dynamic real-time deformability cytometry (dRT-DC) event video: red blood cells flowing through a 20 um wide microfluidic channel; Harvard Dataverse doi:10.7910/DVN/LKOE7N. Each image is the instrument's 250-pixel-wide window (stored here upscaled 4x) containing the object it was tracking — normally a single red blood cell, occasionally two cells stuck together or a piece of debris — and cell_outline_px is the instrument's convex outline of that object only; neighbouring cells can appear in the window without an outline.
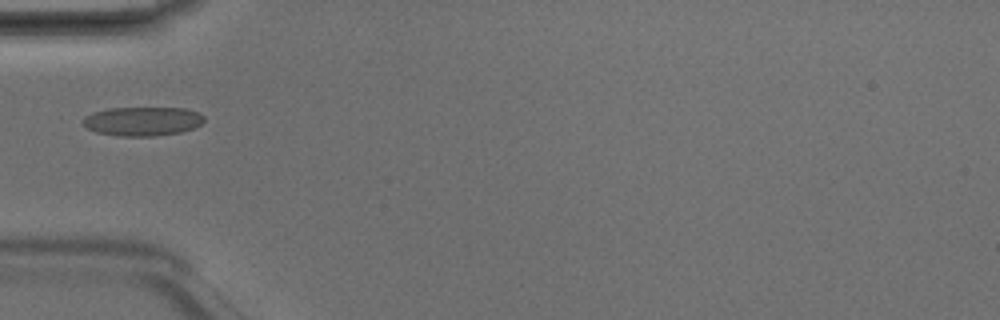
{"species": "Egyptian fruit bat (a non-hibernating species)", "species_latin": "Rousettus aegyptiacus", "temperature_condition": "room temperature", "stored_images_in_passage": 1, "camera_frame_rate_fps": 3000, "um_per_image_px": 0.085, "animal": {"sex": "male"}, "frame": {"image": 1, "passage_image": 1, "time_ms": 0.0, "image_size_px": [1000, 320], "cell_outline_px": [[204, 120], [200, 124], [192, 128], [180, 132], [152, 136], [120, 136], [96, 132], [88, 128], [84, 124], [84, 116], [92, 112], [108, 108], [184, 108], [200, 112], [204, 116]], "centroid_in_image_um": [12.12, 10.3], "position_along_channel_um": 72.9, "area_um2": 20.4}}